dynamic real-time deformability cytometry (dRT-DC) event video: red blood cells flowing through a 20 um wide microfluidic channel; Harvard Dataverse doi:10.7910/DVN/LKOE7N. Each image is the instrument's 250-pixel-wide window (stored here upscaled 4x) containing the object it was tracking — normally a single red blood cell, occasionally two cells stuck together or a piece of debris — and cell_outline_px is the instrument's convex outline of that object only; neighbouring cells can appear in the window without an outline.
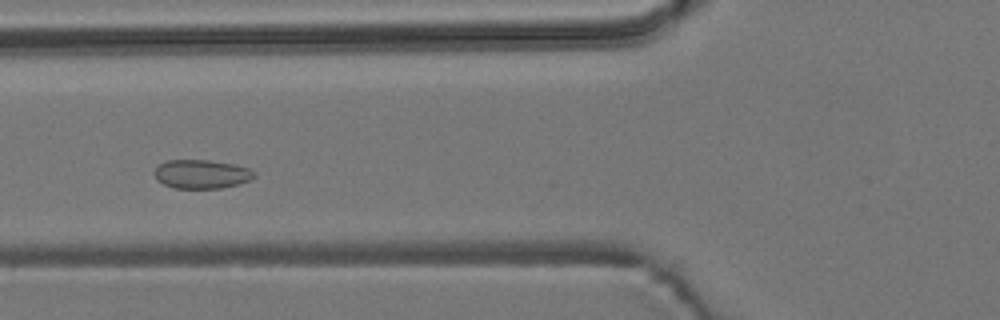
{"species": "common noctule bat (a hibernating species)", "species_latin": "Nyctalus noctula", "temperature_condition": "room temperature", "stored_images_in_passage": 20, "camera_frame_rate_fps": 3000, "um_per_image_px": 0.085, "animal": {"sex": "male", "body_mass_g": 19.2, "forearm_length_mm": 51.8}, "frame": {"image": 1, "passage_image": 16, "time_ms": 5.0, "image_size_px": [1000, 320], "cell_outline_px": [[256, 176], [252, 180], [240, 184], [220, 188], [176, 188], [164, 184], [156, 180], [156, 168], [160, 164], [168, 160], [208, 160], [236, 164], [248, 168], [256, 172]], "centroid_in_image_um": [17.2, 14.8], "position_along_channel_um": 108.6, "area_um2": 16.82}}
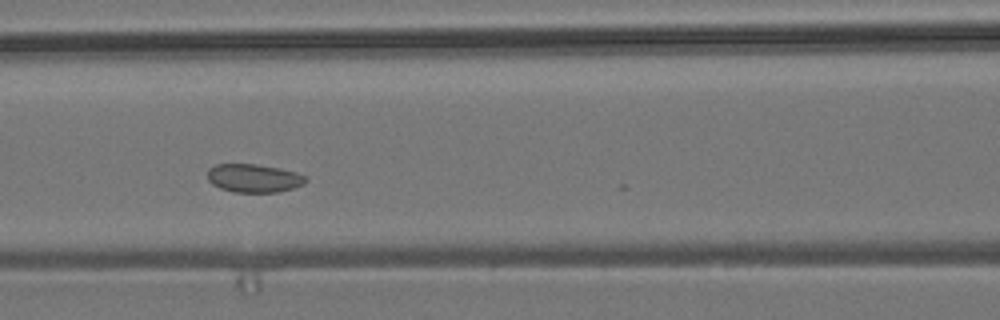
{"frame": {"image": 2, "passage_image": 19, "time_ms": 6.0, "image_size_px": [1000, 320], "cell_outline_px": [[308, 180], [304, 184], [280, 192], [232, 192], [220, 188], [212, 184], [208, 180], [208, 168], [216, 164], [256, 164], [280, 168], [296, 172], [308, 176]], "centroid_in_image_um": [21.59, 15.14], "position_along_channel_um": 145.0, "area_um2": 16.42}}